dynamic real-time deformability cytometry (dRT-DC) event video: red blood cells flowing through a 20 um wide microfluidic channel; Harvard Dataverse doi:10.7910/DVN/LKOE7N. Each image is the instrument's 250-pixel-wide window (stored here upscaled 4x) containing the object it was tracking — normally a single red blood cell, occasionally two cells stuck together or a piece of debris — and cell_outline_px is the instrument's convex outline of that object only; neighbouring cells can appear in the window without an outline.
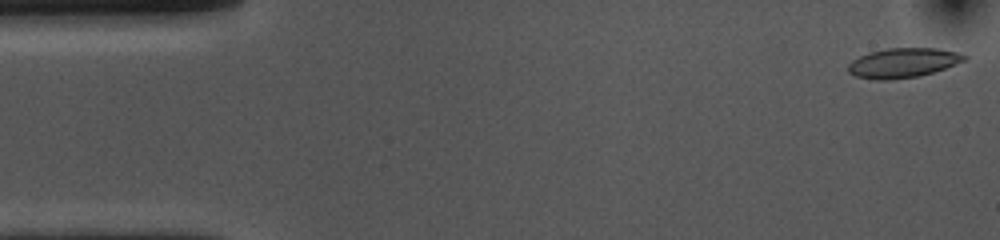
{"species": "common noctule bat (a hibernating species)", "species_latin": "Nyctalus noctula", "temperature_condition": "cold", "stored_images_in_passage": 53, "camera_frame_rate_fps": 3000, "um_per_image_px": 0.085, "animal": {"sex": "female", "body_mass_g": 10.0, "forearm_length_mm": 53.1}, "frame": {"image": 1, "passage_image": 1, "time_ms": 0.0, "image_size_px": [1000, 240], "cell_outline_px": [[968, 60], [920, 76], [888, 80], [876, 80], [856, 76], [848, 72], [848, 64], [852, 60], [868, 52], [888, 48], [936, 48], [956, 52], [968, 56]], "centroid_in_image_um": [76.75, 5.34], "position_along_channel_um": 8.3, "area_um2": 20.06}}
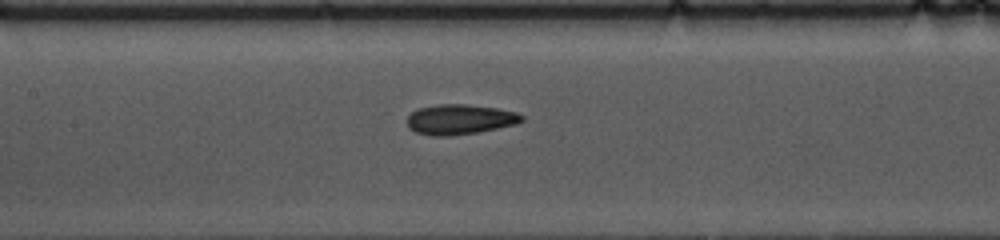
{"frame": {"image": 2, "passage_image": 23, "time_ms": 7.333, "image_size_px": [1000, 240], "cell_outline_px": [[524, 120], [516, 124], [476, 132], [448, 136], [432, 136], [416, 132], [408, 128], [408, 116], [412, 112], [420, 108], [440, 104], [468, 104], [496, 108], [516, 112], [524, 116]], "centroid_in_image_um": [39.09, 10.15], "position_along_channel_um": 168.3, "area_um2": 19.94}}
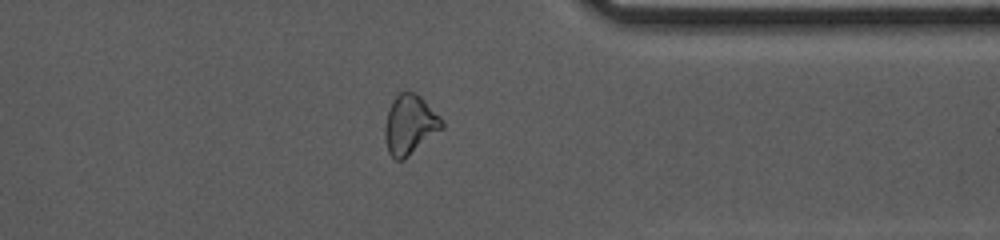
{"frame": {"image": 3, "passage_image": 41, "time_ms": 13.333, "image_size_px": [1000, 240], "cell_outline_px": [[444, 128], [404, 160], [396, 160], [388, 152], [384, 136], [384, 124], [388, 108], [392, 100], [404, 88], [416, 92], [444, 120]], "centroid_in_image_um": [34.83, 10.57], "position_along_channel_um": 376.6, "area_um2": 20.29}, "authors_computed_cell_mechanics": {"area_um2": 19.941, "velocity_mm_per_s": 3.6473, "shape_relaxation_time_tau1_ms": 6.8146, "shape_relaxation_time_tau2_ms": 3.9727, "deformation_change_tau1": 0.1502, "deformation_change_tau2": 0.1123}}